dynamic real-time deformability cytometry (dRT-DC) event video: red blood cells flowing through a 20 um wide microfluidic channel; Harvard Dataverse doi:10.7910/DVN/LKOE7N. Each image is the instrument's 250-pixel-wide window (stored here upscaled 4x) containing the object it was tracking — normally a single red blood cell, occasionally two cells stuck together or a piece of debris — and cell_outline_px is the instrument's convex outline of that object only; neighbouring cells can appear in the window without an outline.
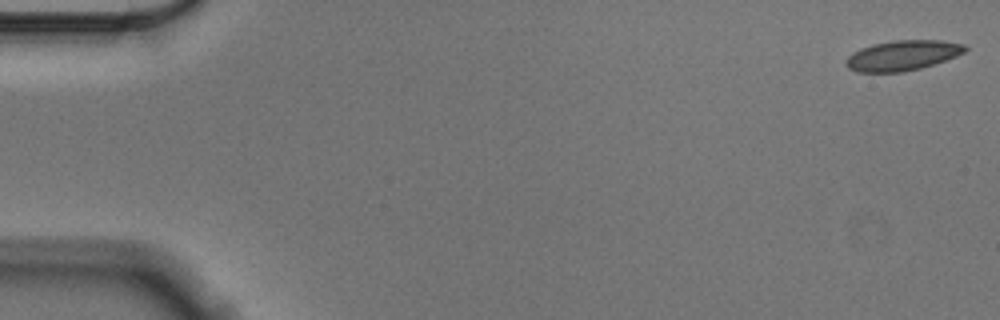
{"species": "Egyptian fruit bat (a non-hibernating species)", "species_latin": "Rousettus aegyptiacus", "temperature_condition": "cold", "stored_images_in_passage": 56, "camera_frame_rate_fps": 3000, "um_per_image_px": 0.085, "animal": {"sex": "male"}, "frame": {"image": 1, "passage_image": 1, "time_ms": 0.0, "image_size_px": [1000, 320], "cell_outline_px": [[968, 48], [964, 52], [956, 56], [920, 68], [904, 72], [856, 72], [848, 68], [844, 64], [844, 60], [852, 52], [860, 48], [872, 44], [892, 40], [940, 40], [964, 44]], "centroid_in_image_um": [76.65, 4.71], "position_along_channel_um": 8.3, "area_um2": 21.04}}
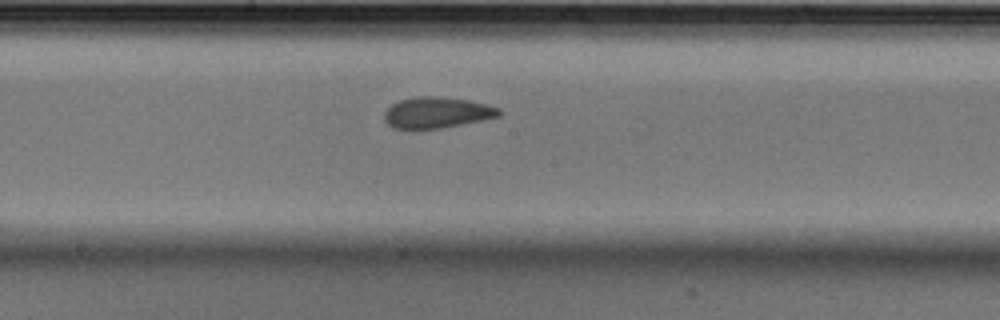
{"frame": {"image": 2, "passage_image": 30, "time_ms": 9.667, "image_size_px": [1000, 320], "cell_outline_px": [[504, 112], [500, 116], [440, 128], [416, 132], [412, 132], [392, 128], [384, 120], [384, 112], [392, 104], [400, 100], [416, 96], [440, 96], [468, 100], [500, 108]], "centroid_in_image_um": [37.07, 9.6], "position_along_channel_um": 211.1, "area_um2": 21.33}}
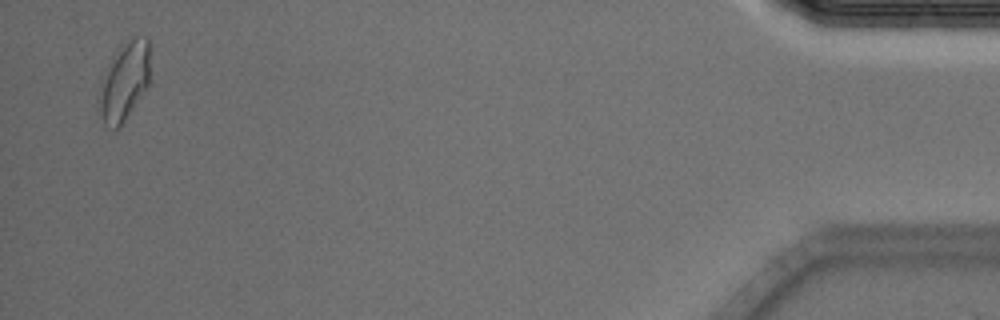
{"frame": {"image": 3, "passage_image": 55, "time_ms": 18.0, "image_size_px": [1000, 320], "cell_outline_px": [[148, 88], [124, 120], [112, 132], [104, 124], [96, 108], [96, 96], [100, 80], [112, 56], [120, 44], [136, 36], [148, 36]], "centroid_in_image_um": [10.49, 6.95], "position_along_channel_um": 424.7, "area_um2": 23.99}, "authors_computed_cell_mechanics": {"area_um2": 21.0392, "velocity_mm_per_s": 3.5442, "shape_relaxation_time_tau1_ms": 8.1966, "shape_relaxation_time_tau2_ms": 1.7283, "deformation_change_tau1": 0.1524, "deformation_change_tau2": 0.0611}}